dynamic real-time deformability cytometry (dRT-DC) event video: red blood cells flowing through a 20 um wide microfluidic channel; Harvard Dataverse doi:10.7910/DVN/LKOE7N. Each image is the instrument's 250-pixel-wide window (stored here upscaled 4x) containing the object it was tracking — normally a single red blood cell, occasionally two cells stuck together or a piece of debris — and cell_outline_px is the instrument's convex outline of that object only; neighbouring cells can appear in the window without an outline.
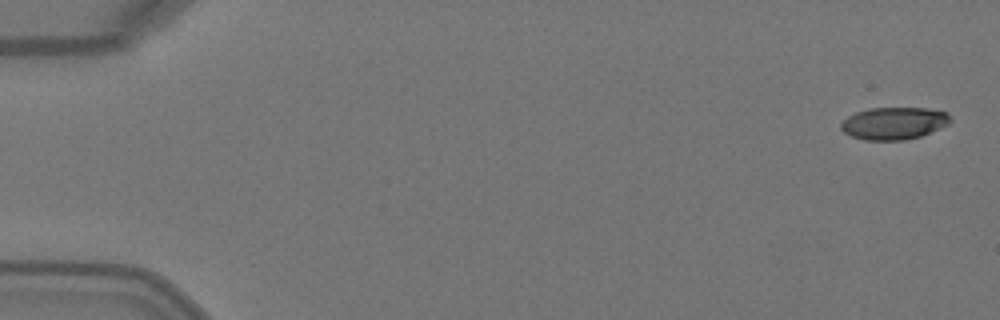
{"species": "Egyptian fruit bat (a non-hibernating species)", "species_latin": "Rousettus aegyptiacus", "temperature_condition": "warm", "stored_images_in_passage": 4, "camera_frame_rate_fps": 3000, "um_per_image_px": 0.085, "animal": {"sex": "female"}, "frame": {"image": 1, "passage_image": 1, "time_ms": 0.0, "image_size_px": [1000, 320], "cell_outline_px": [[952, 120], [948, 124], [940, 128], [920, 136], [904, 140], [864, 140], [852, 136], [844, 132], [840, 128], [840, 124], [848, 116], [856, 112], [868, 108], [928, 108], [948, 112]], "centroid_in_image_um": [75.99, 10.47], "position_along_channel_um": 9.0, "area_um2": 20.63}}
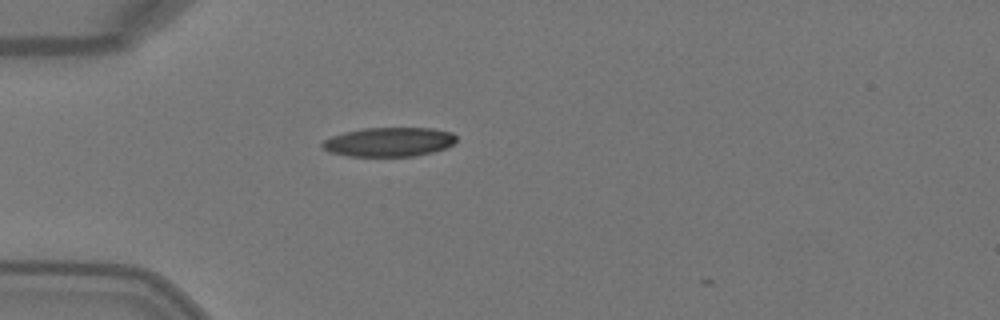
{"frame": {"image": 2, "passage_image": 4, "time_ms": 1.0, "image_size_px": [1000, 320], "cell_outline_px": [[456, 140], [452, 144], [444, 148], [432, 152], [416, 156], [348, 156], [328, 152], [320, 148], [320, 144], [324, 140], [332, 136], [344, 132], [364, 128], [432, 128], [452, 132], [456, 136]], "centroid_in_image_um": [33.02, 12.07], "position_along_channel_um": 52.0, "area_um2": 22.89}}